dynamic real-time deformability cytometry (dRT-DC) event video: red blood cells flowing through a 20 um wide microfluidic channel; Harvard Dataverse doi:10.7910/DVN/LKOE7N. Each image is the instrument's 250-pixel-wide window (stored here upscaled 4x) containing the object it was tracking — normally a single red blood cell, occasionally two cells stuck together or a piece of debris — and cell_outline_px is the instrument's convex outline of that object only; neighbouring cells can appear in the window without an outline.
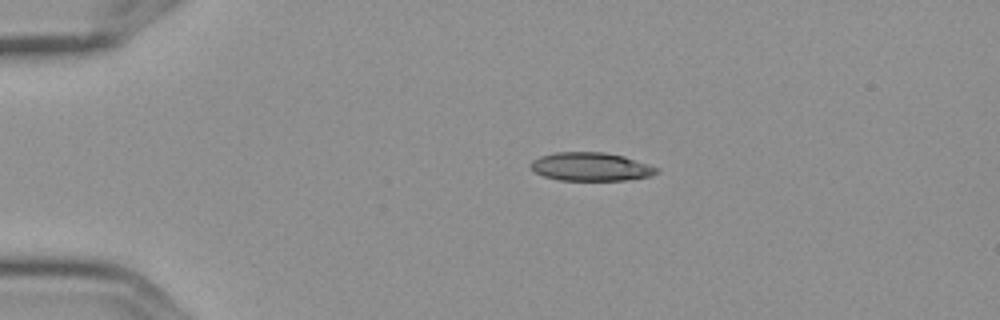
{"species": "Egyptian fruit bat (a non-hibernating species)", "species_latin": "Rousettus aegyptiacus", "temperature_condition": "cold", "stored_images_in_passage": 2, "camera_frame_rate_fps": 3000, "um_per_image_px": 0.085, "frame": {"image": 1, "passage_image": 1, "time_ms": 0.0, "image_size_px": [1000, 320], "cell_outline_px": [[660, 172], [652, 176], [624, 180], [560, 180], [544, 176], [536, 172], [528, 164], [532, 160], [540, 156], [556, 152], [604, 152], [624, 156], [660, 168]], "centroid_in_image_um": [50.25, 14.17], "position_along_channel_um": 34.8, "area_um2": 20.92}}